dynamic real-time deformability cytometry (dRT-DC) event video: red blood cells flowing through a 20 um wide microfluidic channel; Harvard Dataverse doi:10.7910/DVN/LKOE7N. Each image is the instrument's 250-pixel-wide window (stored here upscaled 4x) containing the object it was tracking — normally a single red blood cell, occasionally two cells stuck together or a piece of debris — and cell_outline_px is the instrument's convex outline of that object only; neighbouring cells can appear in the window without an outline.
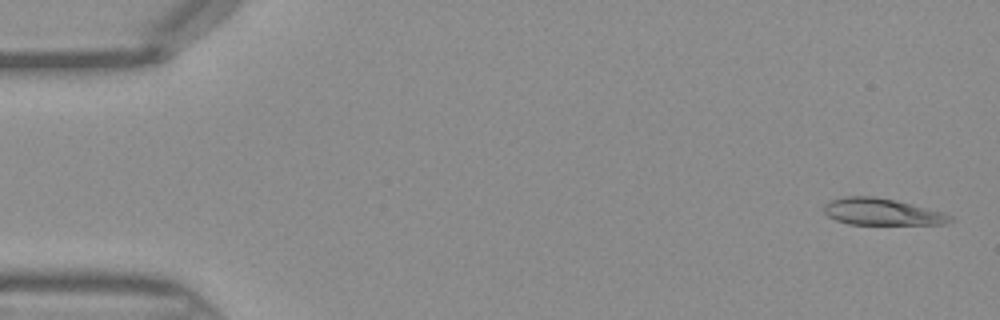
{"species": "Egyptian fruit bat (a non-hibernating species)", "species_latin": "Rousettus aegyptiacus", "temperature_condition": "warm", "stored_images_in_passage": 45, "camera_frame_rate_fps": 3000, "um_per_image_px": 0.085, "frame": {"image": 1, "passage_image": 2, "time_ms": 0.333, "image_size_px": [1000, 320], "cell_outline_px": [[956, 220], [944, 224], [848, 224], [836, 220], [828, 216], [824, 212], [824, 204], [828, 200], [844, 196], [872, 196], [896, 200], [944, 212], [952, 216]], "centroid_in_image_um": [74.96, 18.0], "position_along_channel_um": 10.0, "area_um2": 19.83}}
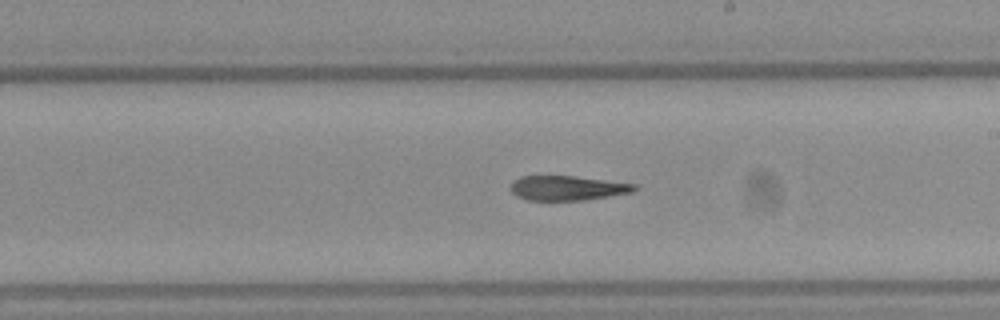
{"frame": {"image": 2, "passage_image": 26, "time_ms": 8.333, "image_size_px": [1000, 320], "cell_outline_px": [[640, 188], [632, 192], [584, 200], [528, 200], [516, 196], [512, 192], [512, 180], [520, 176], [576, 176], [636, 184]], "centroid_in_image_um": [48.24, 15.98], "position_along_channel_um": 240.8, "area_um2": 17.74}}
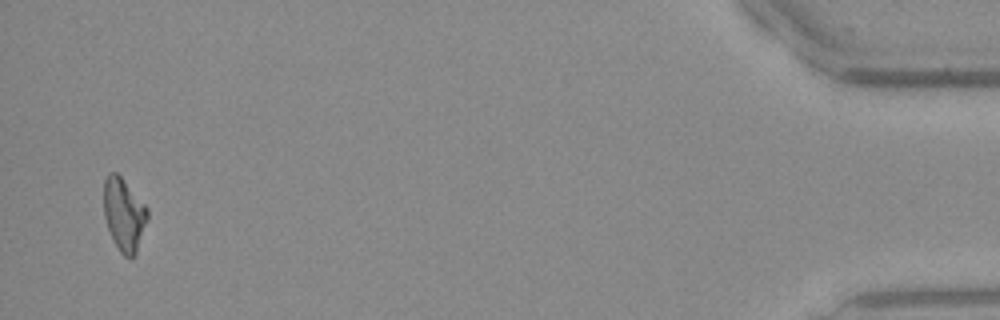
{"frame": {"image": 3, "passage_image": 44, "time_ms": 14.333, "image_size_px": [1000, 320], "cell_outline_px": [[148, 220], [136, 252], [132, 260], [124, 256], [120, 252], [108, 228], [104, 216], [104, 180], [108, 172], [116, 172], [120, 176], [148, 208]], "centroid_in_image_um": [10.54, 18.23], "position_along_channel_um": 424.7, "area_um2": 18.44}}